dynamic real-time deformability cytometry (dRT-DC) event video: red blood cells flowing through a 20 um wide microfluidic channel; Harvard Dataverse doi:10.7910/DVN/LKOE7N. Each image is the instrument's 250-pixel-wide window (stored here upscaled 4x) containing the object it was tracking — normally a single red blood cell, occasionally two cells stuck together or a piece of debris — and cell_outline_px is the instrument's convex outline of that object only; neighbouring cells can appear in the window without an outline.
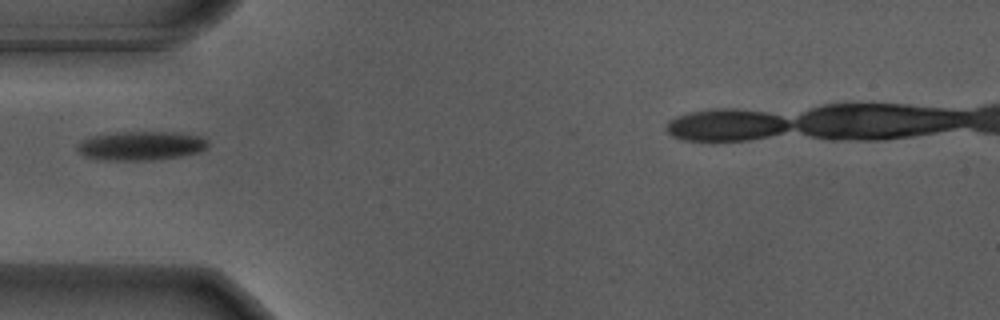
{"species": "Egyptian fruit bat (a non-hibernating species)", "species_latin": "Rousettus aegyptiacus", "temperature_condition": "warm", "stored_images_in_passage": 34, "camera_frame_rate_fps": 3000, "um_per_image_px": 0.085, "animal": {"sex": "male"}, "frame": {"image": 1, "passage_image": 1, "time_ms": 0.0, "image_size_px": [1000, 320], "cell_outline_px": [[208, 144], [200, 152], [180, 156], [148, 160], [124, 160], [88, 156], [80, 152], [76, 148], [80, 140], [92, 136], [116, 132], [172, 132], [204, 136], [208, 140]], "centroid_in_image_um": [12.04, 12.36], "position_along_channel_um": 73.0, "area_um2": 21.68}}
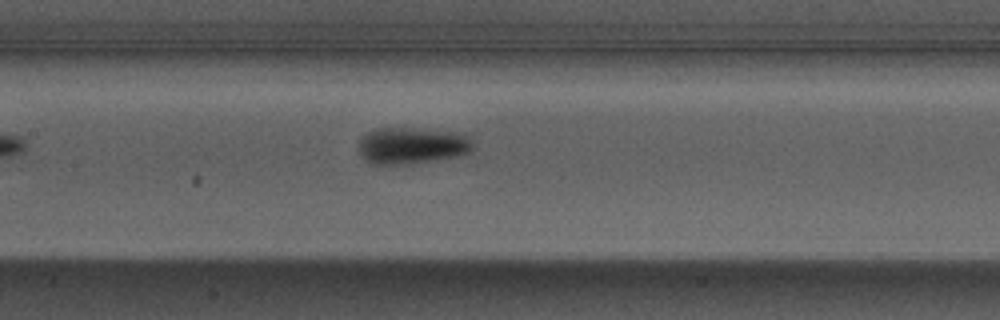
{"frame": {"image": 2, "passage_image": 9, "time_ms": 2.667, "image_size_px": [1000, 320], "cell_outline_px": [[472, 148], [468, 152], [460, 156], [412, 164], [372, 164], [364, 160], [360, 152], [360, 140], [368, 132], [376, 128], [404, 128], [464, 132], [472, 144]], "centroid_in_image_um": [35.03, 12.38], "position_along_channel_um": 172.4, "area_um2": 24.39}}
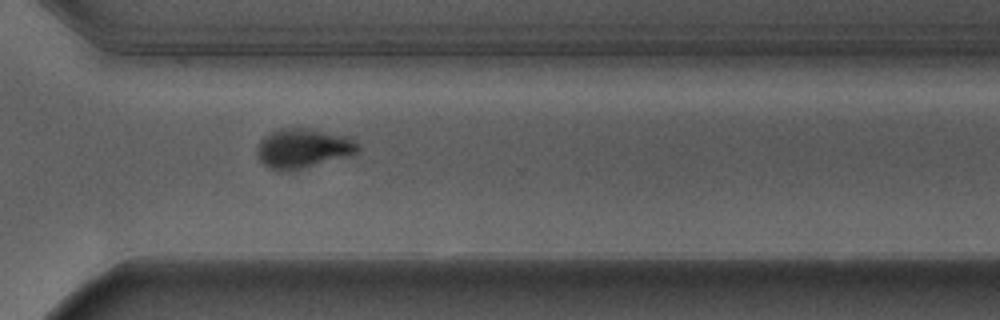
{"frame": {"image": 3, "passage_image": 23, "time_ms": 7.333, "image_size_px": [1000, 320], "cell_outline_px": [[360, 148], [352, 156], [300, 168], [280, 172], [268, 168], [260, 160], [256, 152], [256, 148], [260, 140], [264, 136], [280, 128], [300, 128], [348, 136], [360, 144]], "centroid_in_image_um": [25.75, 12.62], "position_along_channel_um": 344.8, "area_um2": 23.12}}